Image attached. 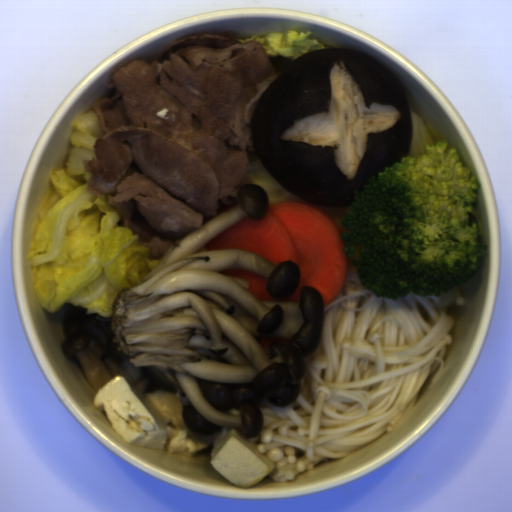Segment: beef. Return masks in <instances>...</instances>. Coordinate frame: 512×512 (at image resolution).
Wrapping results in <instances>:
<instances>
[{"instance_id": "1", "label": "beef", "mask_w": 512, "mask_h": 512, "mask_svg": "<svg viewBox=\"0 0 512 512\" xmlns=\"http://www.w3.org/2000/svg\"><path fill=\"white\" fill-rule=\"evenodd\" d=\"M281 71L258 41L198 33L119 68L91 104L102 134L83 160L92 197L160 260L176 242L236 204L259 159L257 102Z\"/></svg>"}]
</instances>
